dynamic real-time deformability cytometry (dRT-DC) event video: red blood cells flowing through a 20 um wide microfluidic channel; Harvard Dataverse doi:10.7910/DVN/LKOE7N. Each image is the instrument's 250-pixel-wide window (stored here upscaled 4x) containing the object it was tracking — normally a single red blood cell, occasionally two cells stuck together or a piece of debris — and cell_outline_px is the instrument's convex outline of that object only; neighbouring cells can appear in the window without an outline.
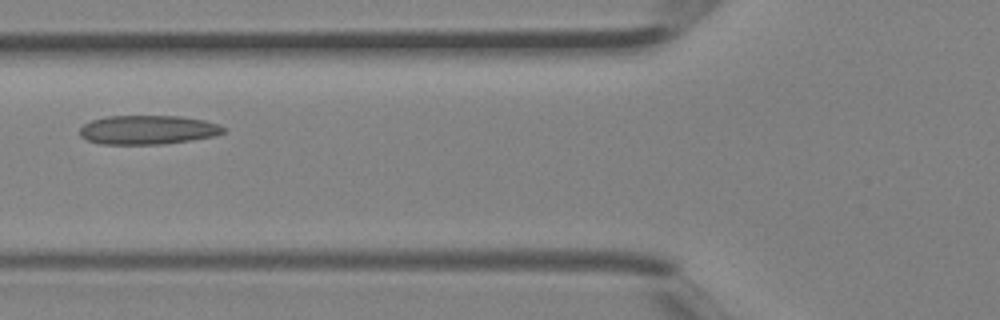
{"species": "Egyptian fruit bat (a non-hibernating species)", "species_latin": "Rousettus aegyptiacus", "temperature_condition": "room temperature", "stored_images_in_passage": 2, "camera_frame_rate_fps": 3000, "um_per_image_px": 0.085, "animal": {"sex": "female"}, "frame": {"image": 1, "passage_image": 2, "time_ms": 0.333, "image_size_px": [1000, 320], "cell_outline_px": [[228, 128], [224, 132], [216, 136], [164, 144], [100, 144], [88, 140], [80, 136], [80, 128], [84, 124], [92, 120], [108, 116], [180, 116], [204, 120], [220, 124]], "centroid_in_image_um": [12.61, 11.03], "position_along_channel_um": 113.2, "area_um2": 24.45}}